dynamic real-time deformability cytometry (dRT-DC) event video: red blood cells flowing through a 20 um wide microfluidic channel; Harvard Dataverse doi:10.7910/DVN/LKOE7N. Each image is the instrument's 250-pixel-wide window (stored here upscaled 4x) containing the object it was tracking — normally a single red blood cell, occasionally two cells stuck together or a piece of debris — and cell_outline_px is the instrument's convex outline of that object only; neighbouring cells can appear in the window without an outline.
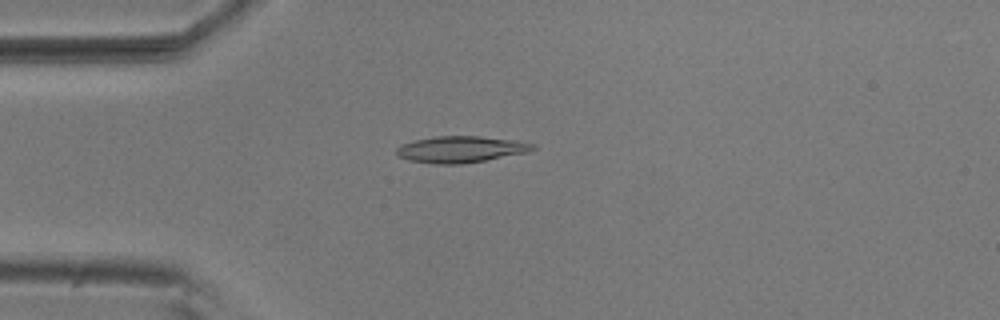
{"species": "common noctule bat (a hibernating species)", "species_latin": "Nyctalus noctula", "temperature_condition": "room temperature", "stored_images_in_passage": 2, "camera_frame_rate_fps": 3000, "um_per_image_px": 0.085, "animal": {"sex": "male", "body_mass_g": 20.5, "forearm_length_mm": 52.5}, "frame": {"image": 1, "passage_image": 2, "time_ms": 0.333, "image_size_px": [1000, 320], "cell_outline_px": [[536, 148], [528, 152], [484, 160], [460, 164], [436, 164], [408, 160], [396, 156], [396, 148], [400, 144], [416, 140], [436, 136], [480, 136], [516, 140], [536, 144]], "centroid_in_image_um": [39.15, 12.69], "position_along_channel_um": 45.9, "area_um2": 21.04}}